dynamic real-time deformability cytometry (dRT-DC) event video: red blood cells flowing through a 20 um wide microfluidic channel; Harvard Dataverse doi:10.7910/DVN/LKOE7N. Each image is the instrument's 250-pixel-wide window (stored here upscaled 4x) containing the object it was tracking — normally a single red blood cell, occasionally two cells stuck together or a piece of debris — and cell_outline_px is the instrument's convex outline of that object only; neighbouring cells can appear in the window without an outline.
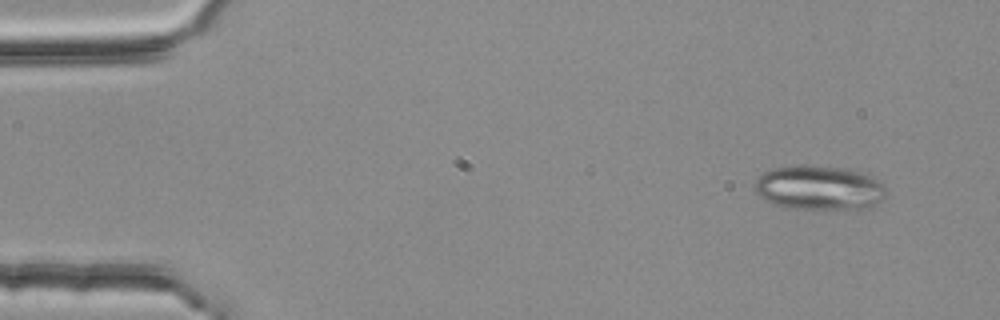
{"species": "common noctule bat (a hibernating species)", "species_latin": "Nyctalus noctula", "temperature_condition": "room temperature", "stored_images_in_passage": 3, "camera_frame_rate_fps": 3000, "um_per_image_px": 0.085, "animal": {"sex": "female", "body_mass_g": 25.1}, "frame": {"image": 1, "passage_image": 1, "time_ms": 0.0, "image_size_px": [1000, 320], "cell_outline_px": [[884, 196], [876, 204], [864, 208], [812, 212], [784, 208], [764, 200], [752, 188], [752, 184], [764, 172], [776, 168], [844, 168], [864, 172], [872, 176], [884, 184]], "centroid_in_image_um": [69.62, 16.06], "position_along_channel_um": 15.4, "area_um2": 34.16}}